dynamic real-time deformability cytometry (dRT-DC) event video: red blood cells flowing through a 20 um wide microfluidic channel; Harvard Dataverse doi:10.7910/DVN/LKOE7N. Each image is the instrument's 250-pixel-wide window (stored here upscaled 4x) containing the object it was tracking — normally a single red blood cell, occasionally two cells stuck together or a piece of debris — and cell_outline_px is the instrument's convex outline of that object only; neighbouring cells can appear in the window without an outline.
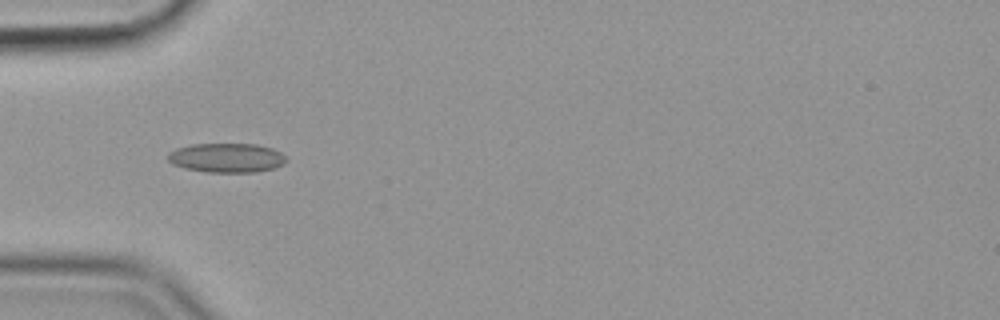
{"species": "common noctule bat (a hibernating species)", "species_latin": "Nyctalus noctula", "temperature_condition": "cold", "stored_images_in_passage": 43, "camera_frame_rate_fps": 3000, "um_per_image_px": 0.085, "animal": {"sex": "female", "body_mass_g": 19.9}, "frame": {"image": 1, "passage_image": 5, "time_ms": 1.333, "image_size_px": [1000, 320], "cell_outline_px": [[288, 160], [284, 164], [272, 168], [256, 172], [208, 172], [184, 168], [172, 164], [168, 160], [168, 152], [176, 148], [192, 144], [256, 144], [272, 148], [280, 152]], "centroid_in_image_um": [19.25, 13.41], "position_along_channel_um": 65.8, "area_um2": 20.23}}
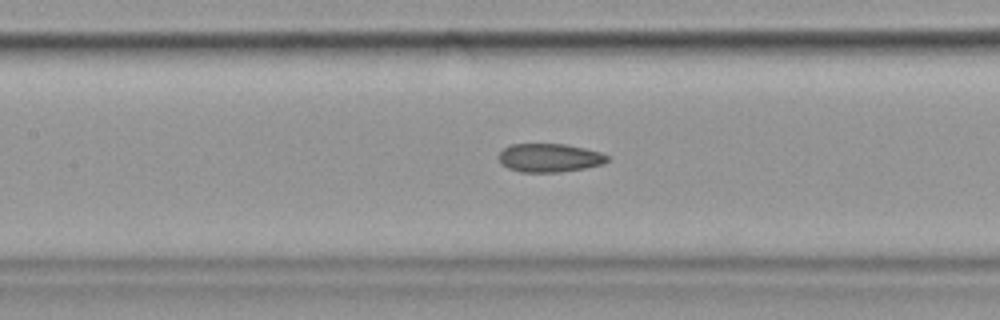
{"frame": {"image": 2, "passage_image": 13, "time_ms": 4.0, "image_size_px": [1000, 320], "cell_outline_px": [[608, 160], [604, 164], [584, 168], [560, 172], [520, 172], [508, 168], [500, 164], [496, 156], [504, 148], [512, 144], [568, 144], [600, 152], [608, 156]], "centroid_in_image_um": [46.67, 13.41], "position_along_channel_um": 160.7, "area_um2": 18.21}}
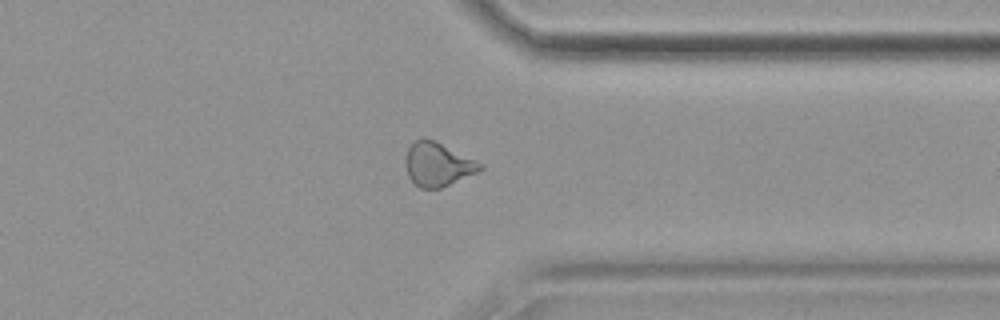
{"frame": {"image": 3, "passage_image": 31, "time_ms": 10.0, "image_size_px": [1000, 320], "cell_outline_px": [[484, 168], [476, 172], [440, 188], [420, 188], [408, 176], [408, 148], [416, 140], [424, 136], [484, 164]], "centroid_in_image_um": [37.23, 13.97], "position_along_channel_um": 374.2, "area_um2": 18.26}, "authors_computed_cell_mechanics": {"area_um2": 18.6116, "velocity_mm_per_s": 3.5956, "shape_relaxation_time_tau1_ms": null, "shape_relaxation_time_tau2_ms": 3.5826, "deformation_change_tau1": null, "deformation_change_tau2": 0.1038}}